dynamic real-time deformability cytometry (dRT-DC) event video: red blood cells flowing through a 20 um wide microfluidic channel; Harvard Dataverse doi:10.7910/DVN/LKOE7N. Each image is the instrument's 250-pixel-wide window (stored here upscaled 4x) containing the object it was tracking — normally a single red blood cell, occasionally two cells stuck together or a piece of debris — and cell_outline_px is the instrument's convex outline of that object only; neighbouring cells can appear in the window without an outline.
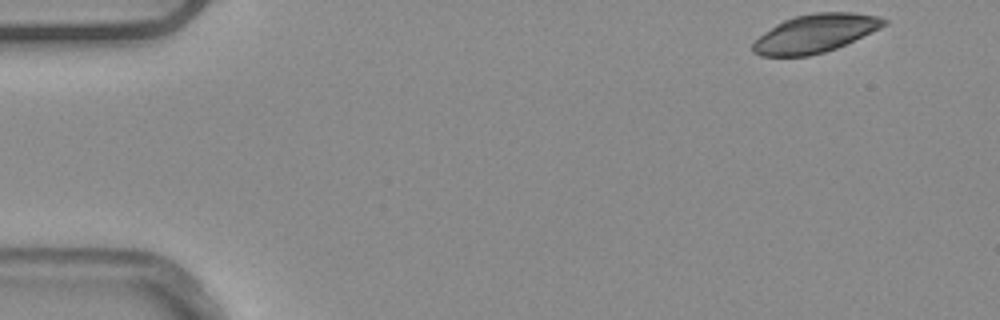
{"species": "common noctule bat (a hibernating species)", "species_latin": "Nyctalus noctula", "temperature_condition": "warm", "stored_images_in_passage": 9, "camera_frame_rate_fps": 3000, "um_per_image_px": 0.085, "animal": {"sex": "male", "body_mass_g": 20.4}, "frame": {"image": 1, "passage_image": 1, "time_ms": 0.0, "image_size_px": [1000, 320], "cell_outline_px": [[888, 20], [880, 28], [836, 48], [824, 52], [808, 56], [760, 56], [752, 52], [752, 44], [764, 32], [776, 24], [792, 16], [816, 12], [852, 12], [876, 16]], "centroid_in_image_um": [69.25, 2.84], "position_along_channel_um": 15.8, "area_um2": 29.02}}